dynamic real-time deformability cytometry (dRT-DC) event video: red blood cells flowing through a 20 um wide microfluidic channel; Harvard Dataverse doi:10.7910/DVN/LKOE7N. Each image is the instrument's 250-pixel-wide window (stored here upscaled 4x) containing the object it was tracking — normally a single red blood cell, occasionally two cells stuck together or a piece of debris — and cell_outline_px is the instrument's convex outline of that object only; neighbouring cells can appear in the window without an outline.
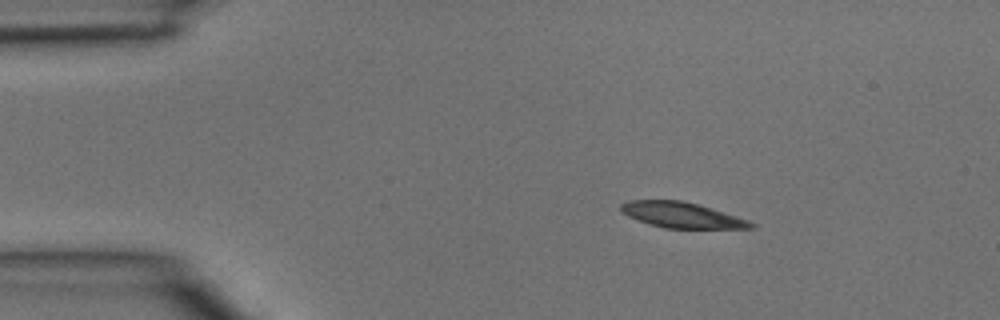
{"species": "common noctule bat (a hibernating species)", "species_latin": "Nyctalus noctula", "temperature_condition": "room temperature", "stored_images_in_passage": 3, "segment_of_instrument_passage": [1, 2], "camera_frame_rate_fps": 3000, "um_per_image_px": 0.085, "animal": {"sex": "male", "body_mass_g": 15.6}, "frame": {"image": 1, "passage_image": 1, "time_ms": 0.0, "image_size_px": [1000, 320], "cell_outline_px": [[756, 228], [664, 228], [628, 216], [620, 208], [620, 204], [628, 200], [680, 200], [696, 204], [736, 216], [748, 220], [756, 224]], "centroid_in_image_um": [57.95, 18.28], "position_along_channel_um": 27.0, "area_um2": 18.96}}